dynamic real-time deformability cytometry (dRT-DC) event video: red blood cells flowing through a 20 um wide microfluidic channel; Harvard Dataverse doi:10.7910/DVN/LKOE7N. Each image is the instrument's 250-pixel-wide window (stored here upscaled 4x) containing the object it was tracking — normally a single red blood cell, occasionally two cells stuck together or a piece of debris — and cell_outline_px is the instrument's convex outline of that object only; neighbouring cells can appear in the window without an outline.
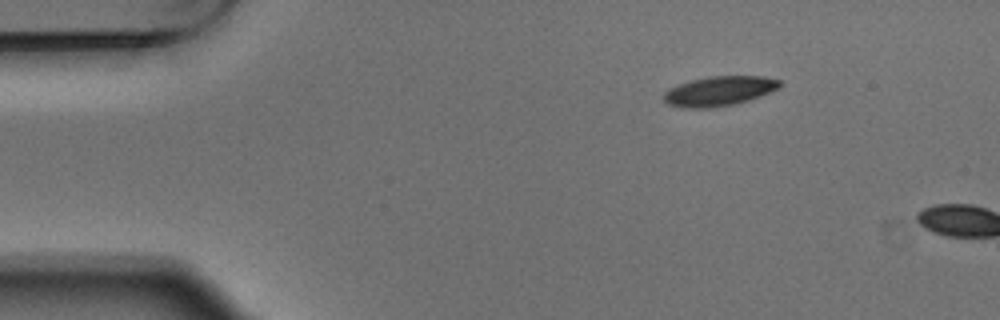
{"species": "Egyptian fruit bat (a non-hibernating species)", "species_latin": "Rousettus aegyptiacus", "temperature_condition": "warm", "stored_images_in_passage": 2, "camera_frame_rate_fps": 3000, "um_per_image_px": 0.085, "animal": {"sex": "male"}, "frame": {"image": 1, "passage_image": 1, "time_ms": 0.0, "image_size_px": [1000, 320], "cell_outline_px": [[780, 84], [776, 88], [760, 96], [748, 100], [732, 104], [708, 108], [684, 108], [668, 104], [664, 100], [664, 92], [668, 88], [692, 80], [708, 76], [764, 76], [780, 80]], "centroid_in_image_um": [61.09, 7.73], "position_along_channel_um": 23.9, "area_um2": 19.77}}